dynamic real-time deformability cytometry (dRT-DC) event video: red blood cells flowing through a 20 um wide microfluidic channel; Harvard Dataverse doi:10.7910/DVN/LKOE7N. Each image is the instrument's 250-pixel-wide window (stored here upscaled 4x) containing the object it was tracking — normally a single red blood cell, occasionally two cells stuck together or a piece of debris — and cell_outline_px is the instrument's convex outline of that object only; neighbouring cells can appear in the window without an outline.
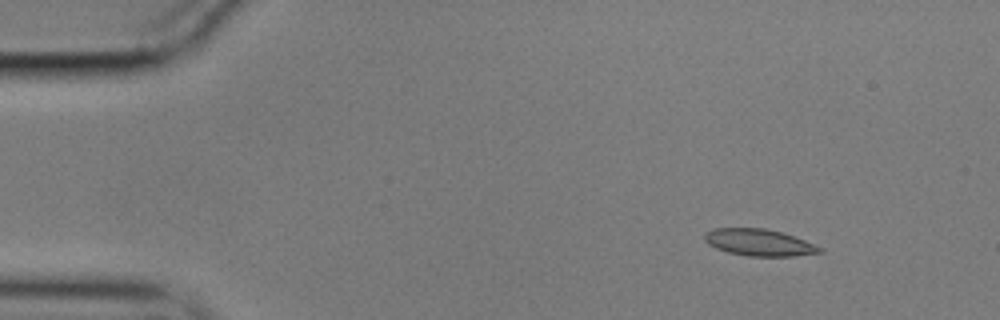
{"species": "common noctule bat (a hibernating species)", "species_latin": "Nyctalus noctula", "temperature_condition": "cold", "stored_images_in_passage": 50, "camera_frame_rate_fps": 3000, "um_per_image_px": 0.085, "animal": {"sex": "male", "body_mass_g": 17.9}, "frame": {"image": 1, "passage_image": 1, "time_ms": 0.0, "image_size_px": [1000, 320], "cell_outline_px": [[824, 252], [792, 256], [748, 256], [728, 252], [716, 248], [708, 244], [704, 240], [704, 232], [712, 228], [764, 228], [780, 232], [804, 240], [824, 248]], "centroid_in_image_um": [64.5, 20.61], "position_along_channel_um": 20.5, "area_um2": 17.98}}
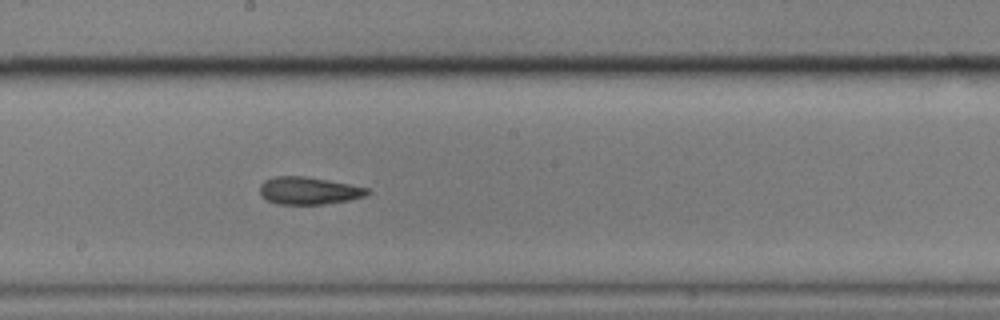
{"frame": {"image": 2, "passage_image": 25, "time_ms": 8.0, "image_size_px": [1000, 320], "cell_outline_px": [[372, 192], [368, 196], [348, 200], [324, 204], [276, 204], [260, 196], [260, 184], [264, 180], [276, 176], [304, 176], [328, 180], [368, 188]], "centroid_in_image_um": [26.24, 16.21], "position_along_channel_um": 222.0, "area_um2": 17.28}}
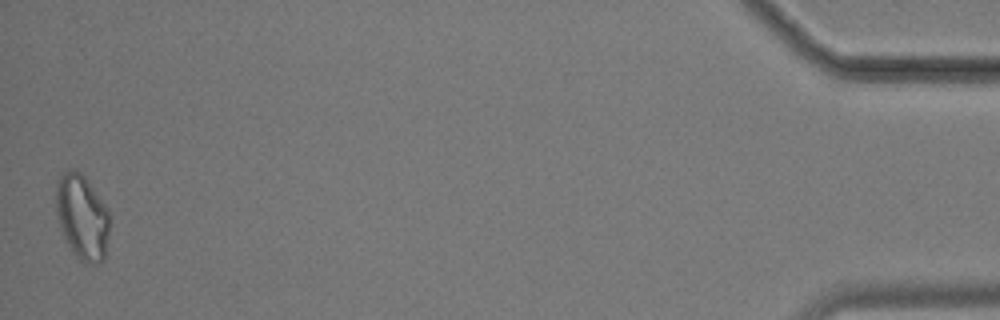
{"frame": {"image": 3, "passage_image": 50, "time_ms": 16.333, "image_size_px": [1000, 320], "cell_outline_px": [[108, 236], [104, 260], [96, 264], [84, 264], [76, 256], [64, 236], [60, 228], [56, 212], [56, 184], [60, 176], [64, 172], [72, 168], [80, 172], [84, 176], [108, 208]], "centroid_in_image_um": [6.98, 18.45], "position_along_channel_um": 428.2, "area_um2": 26.41}, "authors_computed_cell_mechanics": {"area_um2": 17.8602, "velocity_mm_per_s": 3.5446, "shape_relaxation_time_tau1_ms": 8.8123, "shape_relaxation_time_tau2_ms": 3.1514, "deformation_change_tau1": 0.1724, "deformation_change_tau2": 0.0911}}